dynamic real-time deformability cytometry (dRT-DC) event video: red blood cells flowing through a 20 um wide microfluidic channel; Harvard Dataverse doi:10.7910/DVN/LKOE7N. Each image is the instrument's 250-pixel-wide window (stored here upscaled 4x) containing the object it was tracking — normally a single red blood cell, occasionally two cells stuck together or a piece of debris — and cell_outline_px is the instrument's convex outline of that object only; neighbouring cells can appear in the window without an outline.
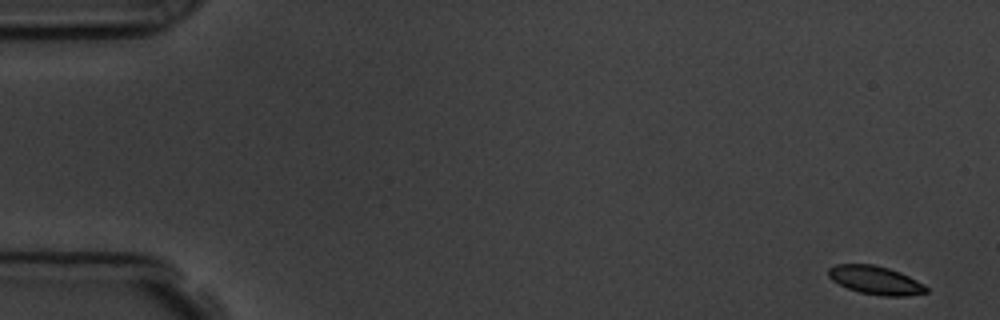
{"species": "common noctule bat (a hibernating species)", "species_latin": "Nyctalus noctula", "temperature_condition": "room temperature", "stored_images_in_passage": 5, "segment_of_instrument_passage": [1, 2], "camera_frame_rate_fps": 3000, "um_per_image_px": 0.085, "animal": {"sex": "male", "body_mass_g": 19.5, "forearm_length_mm": 54.6}, "frame": {"image": 1, "passage_image": 1, "time_ms": 0.0, "image_size_px": [1000, 320], "cell_outline_px": [[928, 292], [908, 296], [884, 296], [860, 292], [848, 288], [832, 280], [828, 276], [828, 268], [836, 264], [872, 264], [888, 268], [900, 272], [924, 284], [928, 288]], "centroid_in_image_um": [74.43, 23.81], "position_along_channel_um": 10.6, "area_um2": 16.13}}